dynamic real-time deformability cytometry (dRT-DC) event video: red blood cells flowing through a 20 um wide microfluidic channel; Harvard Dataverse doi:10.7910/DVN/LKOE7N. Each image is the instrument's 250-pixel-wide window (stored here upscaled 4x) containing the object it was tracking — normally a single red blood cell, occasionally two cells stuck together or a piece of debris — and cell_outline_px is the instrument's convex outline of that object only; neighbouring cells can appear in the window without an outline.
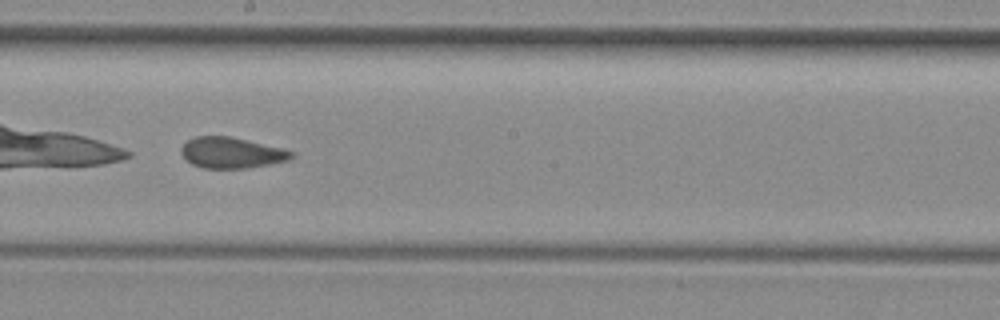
{"species": "common noctule bat (a hibernating species)", "species_latin": "Nyctalus noctula", "temperature_condition": "room temperature", "stored_images_in_passage": 38, "camera_frame_rate_fps": 3000, "um_per_image_px": 0.085, "animal": {"sex": "female", "body_mass_g": 29.2, "forearm_length_mm": 56.3}, "frame": {"image": 1, "passage_image": 17, "time_ms": 5.333, "image_size_px": [1000, 320], "cell_outline_px": [[296, 156], [288, 160], [248, 168], [204, 168], [192, 164], [180, 152], [180, 148], [188, 140], [196, 136], [228, 136], [284, 148], [296, 152]], "centroid_in_image_um": [19.72, 12.98], "position_along_channel_um": 228.5, "area_um2": 19.83}, "authors_computed_cell_mechanics": {"area_um2": 20.7502, "velocity_mm_per_s": 4.0068, "shape_relaxation_time_tau1_ms": null, "shape_relaxation_time_tau2_ms": 1.692, "deformation_change_tau1": null, "deformation_change_tau2": 0.0749}}